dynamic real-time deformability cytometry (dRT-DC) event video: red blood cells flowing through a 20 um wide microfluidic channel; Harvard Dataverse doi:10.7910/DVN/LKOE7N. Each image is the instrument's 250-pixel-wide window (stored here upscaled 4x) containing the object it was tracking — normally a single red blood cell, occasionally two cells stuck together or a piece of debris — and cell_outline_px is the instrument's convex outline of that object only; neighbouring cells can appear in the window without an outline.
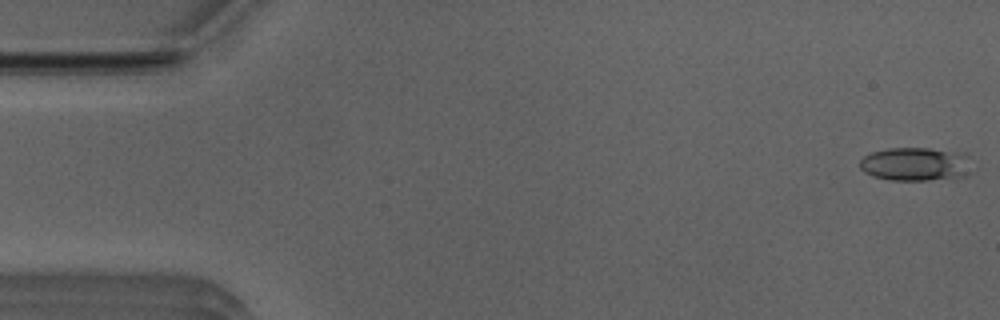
{"species": "Egyptian fruit bat (a non-hibernating species)", "species_latin": "Rousettus aegyptiacus", "temperature_condition": "room temperature", "stored_images_in_passage": 19, "camera_frame_rate_fps": 3000, "um_per_image_px": 0.085, "animal": {"sex": "male"}, "frame": {"image": 1, "passage_image": 1, "time_ms": 0.0, "image_size_px": [1000, 320], "cell_outline_px": [[964, 172], [956, 176], [928, 180], [892, 180], [872, 176], [864, 172], [860, 168], [860, 160], [864, 156], [872, 152], [888, 148], [928, 148], [964, 156]], "centroid_in_image_um": [77.54, 13.95], "position_along_channel_um": 7.5, "area_um2": 20.46}}
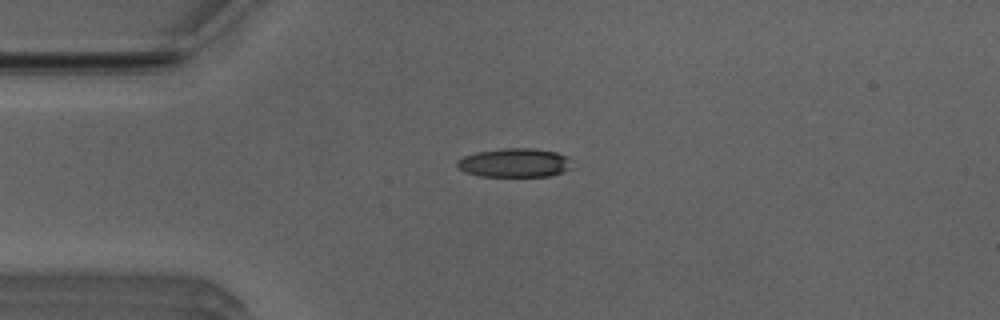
{"frame": {"image": 2, "passage_image": 12, "time_ms": 3.667, "image_size_px": [1000, 320], "cell_outline_px": [[576, 160], [572, 168], [552, 176], [480, 176], [464, 172], [456, 164], [456, 160], [464, 156], [476, 152], [500, 148], [536, 148], [556, 152], [568, 156]], "centroid_in_image_um": [43.82, 13.83], "position_along_channel_um": 41.2, "area_um2": 19.83}}